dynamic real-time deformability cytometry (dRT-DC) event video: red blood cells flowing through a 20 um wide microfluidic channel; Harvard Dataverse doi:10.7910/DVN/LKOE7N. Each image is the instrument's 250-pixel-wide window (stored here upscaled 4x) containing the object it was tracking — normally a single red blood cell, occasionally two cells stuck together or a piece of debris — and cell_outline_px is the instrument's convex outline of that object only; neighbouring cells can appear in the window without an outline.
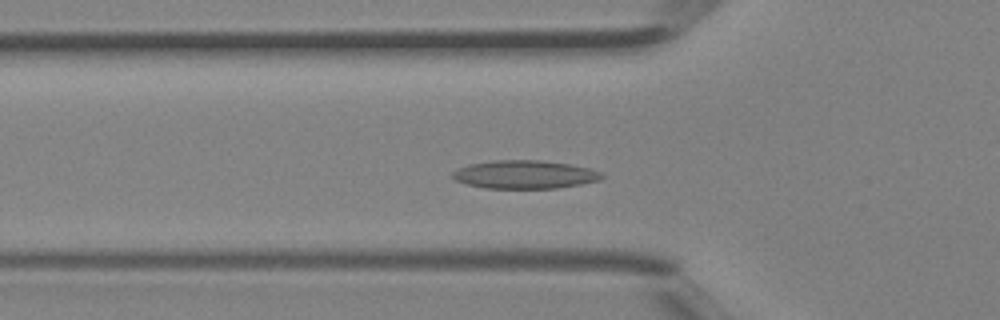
{"species": "Egyptian fruit bat (a non-hibernating species)", "species_latin": "Rousettus aegyptiacus", "temperature_condition": "room temperature", "stored_images_in_passage": 39, "camera_frame_rate_fps": 3000, "um_per_image_px": 0.085, "animal": {"sex": "female"}, "frame": {"image": 1, "passage_image": 11, "time_ms": 3.333, "image_size_px": [1000, 320], "cell_outline_px": [[604, 176], [600, 180], [580, 184], [556, 188], [484, 188], [468, 184], [456, 180], [452, 176], [452, 172], [468, 164], [492, 160], [536, 160], [568, 164], [588, 168], [604, 172]], "centroid_in_image_um": [44.61, 14.83], "position_along_channel_um": 81.2, "area_um2": 24.45}}
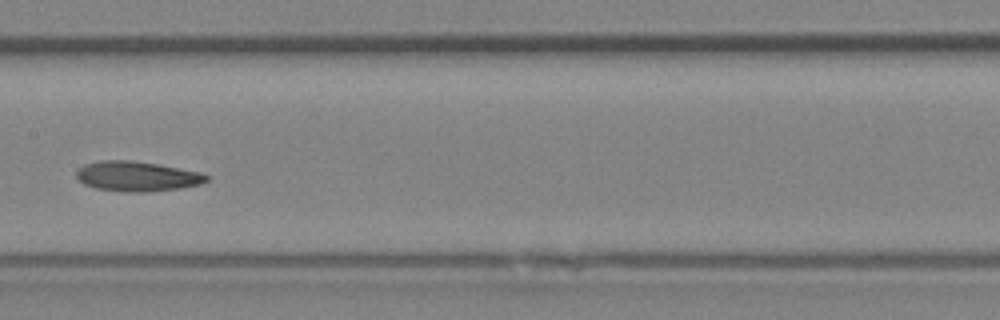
{"frame": {"image": 2, "passage_image": 18, "time_ms": 5.667, "image_size_px": [1000, 320], "cell_outline_px": [[208, 180], [200, 184], [180, 188], [148, 192], [124, 192], [96, 188], [84, 184], [76, 180], [76, 172], [84, 164], [104, 160], [128, 160], [156, 164], [200, 172], [208, 176]], "centroid_in_image_um": [11.61, 14.99], "position_along_channel_um": 195.8, "area_um2": 22.6}}
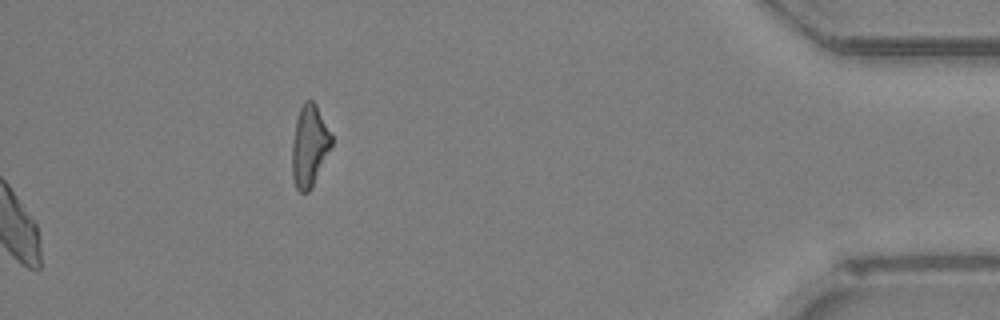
{"frame": {"image": 3, "passage_image": 39, "time_ms": 12.667, "image_size_px": [1000, 320], "cell_outline_px": [[332, 148], [308, 192], [300, 192], [296, 188], [292, 176], [292, 144], [296, 120], [300, 108], [304, 100], [312, 100], [316, 104], [332, 136]], "centroid_in_image_um": [26.3, 12.39], "position_along_channel_um": 408.9, "area_um2": 18.61}}